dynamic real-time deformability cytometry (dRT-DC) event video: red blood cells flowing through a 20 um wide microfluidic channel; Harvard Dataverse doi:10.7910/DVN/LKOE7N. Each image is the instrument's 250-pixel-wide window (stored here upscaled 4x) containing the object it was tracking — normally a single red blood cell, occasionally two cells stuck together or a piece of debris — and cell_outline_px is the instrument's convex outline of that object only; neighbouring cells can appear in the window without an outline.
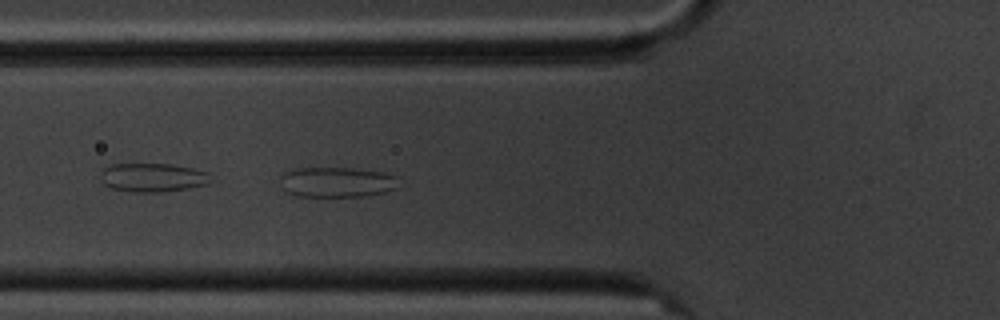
{"species": "common noctule bat (a hibernating species)", "species_latin": "Nyctalus noctula", "temperature_condition": "cold", "stored_images_in_passage": 7, "segment_of_instrument_passage": [1, 2], "camera_frame_rate_fps": 3000, "um_per_image_px": 0.085, "animal": {"sex": "male", "body_mass_g": 20.1, "forearm_length_mm": 53.5}, "frame": {"image": 1, "passage_image": 6, "time_ms": 6.667, "image_size_px": [1000, 320], "cell_outline_px": [[396, 188], [384, 192], [364, 196], [296, 196], [288, 192], [284, 188], [280, 176], [284, 172], [296, 168], [352, 168], [380, 172], [396, 176]], "centroid_in_image_um": [28.6, 15.48], "position_along_channel_um": 97.2, "area_um2": 20.52}}